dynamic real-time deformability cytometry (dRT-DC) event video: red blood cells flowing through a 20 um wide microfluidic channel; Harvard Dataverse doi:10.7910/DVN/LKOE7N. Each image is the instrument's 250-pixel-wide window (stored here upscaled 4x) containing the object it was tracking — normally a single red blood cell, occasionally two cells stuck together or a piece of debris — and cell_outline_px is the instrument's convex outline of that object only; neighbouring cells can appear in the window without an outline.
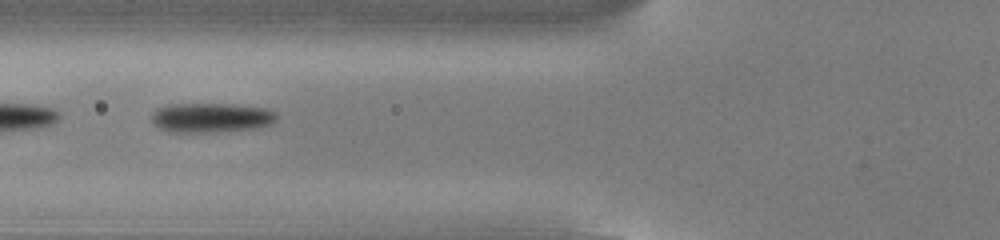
{"species": "common noctule bat (a hibernating species)", "species_latin": "Nyctalus noctula", "temperature_condition": "cold", "stored_images_in_passage": 23, "camera_frame_rate_fps": 3000, "um_per_image_px": 0.085, "animal": {"sex": "male", "body_mass_g": 13.0, "forearm_length_mm": 53.1}, "frame": {"image": 1, "passage_image": 4, "time_ms": 1.0, "image_size_px": [1000, 240], "cell_outline_px": [[276, 120], [272, 124], [260, 128], [212, 132], [168, 132], [152, 124], [152, 112], [156, 108], [168, 104], [232, 104], [268, 108], [276, 112]], "centroid_in_image_um": [17.95, 10.0], "position_along_channel_um": 107.8, "area_um2": 21.91}}
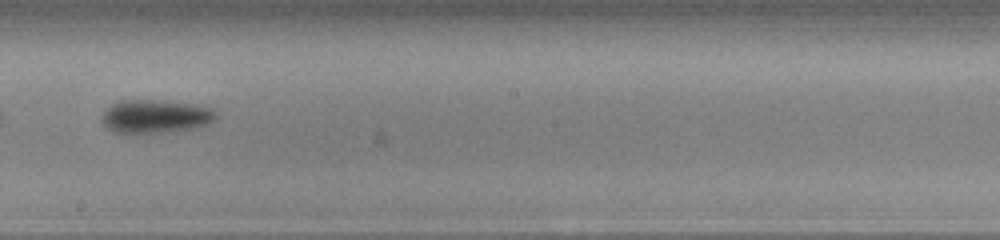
{"frame": {"image": 2, "passage_image": 14, "time_ms": 4.333, "image_size_px": [1000, 240], "cell_outline_px": [[216, 116], [208, 124], [196, 128], [168, 132], [116, 132], [108, 128], [100, 120], [100, 116], [112, 104], [120, 100], [160, 100], [196, 104], [212, 108], [216, 112]], "centroid_in_image_um": [13.23, 9.88], "position_along_channel_um": 235.0, "area_um2": 22.14}}
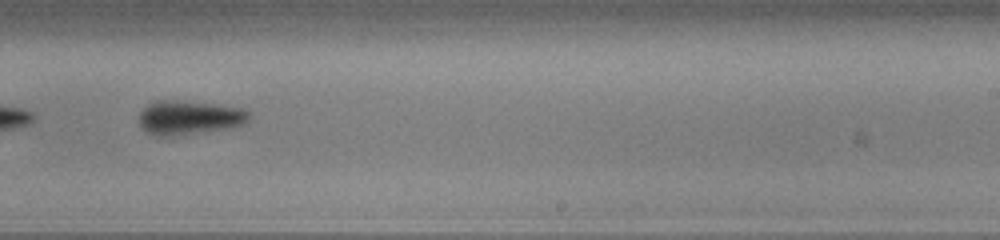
{"frame": {"image": 3, "passage_image": 17, "time_ms": 5.333, "image_size_px": [1000, 240], "cell_outline_px": [[248, 120], [244, 124], [232, 128], [172, 136], [152, 136], [144, 132], [140, 128], [140, 112], [148, 104], [156, 100], [176, 100], [216, 104], [240, 108], [248, 112]], "centroid_in_image_um": [16.03, 10.01], "position_along_channel_um": 273.0, "area_um2": 22.02}}